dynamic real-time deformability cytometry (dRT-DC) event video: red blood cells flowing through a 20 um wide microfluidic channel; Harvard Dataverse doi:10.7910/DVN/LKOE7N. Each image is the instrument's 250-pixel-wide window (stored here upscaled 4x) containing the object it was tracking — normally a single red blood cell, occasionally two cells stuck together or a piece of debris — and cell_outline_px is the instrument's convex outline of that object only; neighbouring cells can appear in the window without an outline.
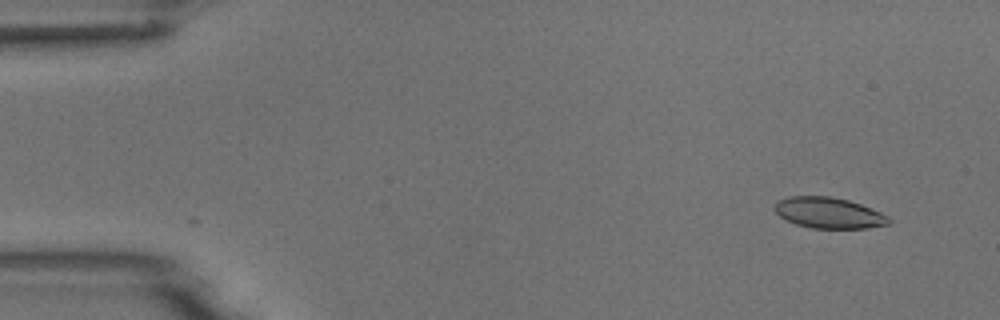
{"species": "common noctule bat (a hibernating species)", "species_latin": "Nyctalus noctula", "temperature_condition": "room temperature", "stored_images_in_passage": 2, "camera_frame_rate_fps": 3000, "um_per_image_px": 0.085, "animal": {"sex": "male", "body_mass_g": 18.8}, "frame": {"image": 1, "passage_image": 2, "time_ms": 1.0, "image_size_px": [1000, 320], "cell_outline_px": [[892, 220], [888, 224], [868, 228], [812, 228], [796, 224], [784, 220], [772, 208], [780, 200], [792, 196], [828, 196], [848, 200], [860, 204], [880, 212], [888, 216]], "centroid_in_image_um": [70.44, 18.1], "position_along_channel_um": 14.6, "area_um2": 20.46}}